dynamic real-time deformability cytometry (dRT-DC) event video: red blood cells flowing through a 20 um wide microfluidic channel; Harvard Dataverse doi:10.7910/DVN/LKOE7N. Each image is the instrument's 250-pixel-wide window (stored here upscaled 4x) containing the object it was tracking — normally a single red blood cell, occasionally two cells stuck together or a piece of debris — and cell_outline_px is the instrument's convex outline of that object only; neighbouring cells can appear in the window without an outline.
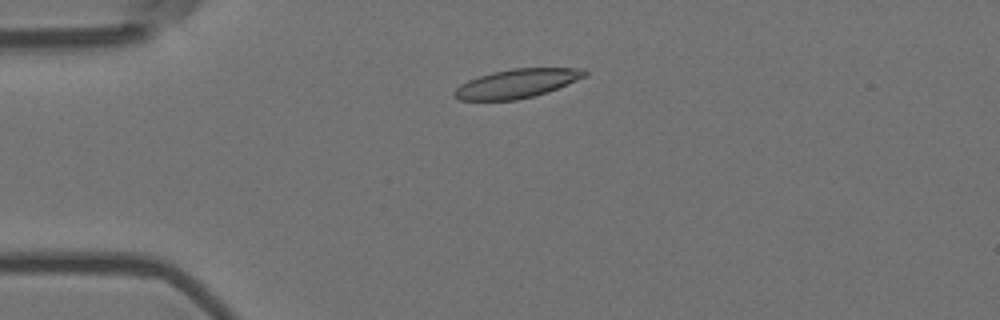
{"species": "Egyptian fruit bat (a non-hibernating species)", "species_latin": "Rousettus aegyptiacus", "temperature_condition": "room temperature", "stored_images_in_passage": 4, "camera_frame_rate_fps": 3000, "um_per_image_px": 0.085, "animal": {"sex": "female"}, "frame": {"image": 1, "passage_image": 2, "time_ms": 0.333, "image_size_px": [1000, 320], "cell_outline_px": [[588, 76], [548, 92], [516, 100], [460, 100], [452, 92], [460, 84], [468, 80], [492, 72], [512, 68], [584, 68], [588, 72]], "centroid_in_image_um": [43.98, 7.09], "position_along_channel_um": 41.0, "area_um2": 21.96}}
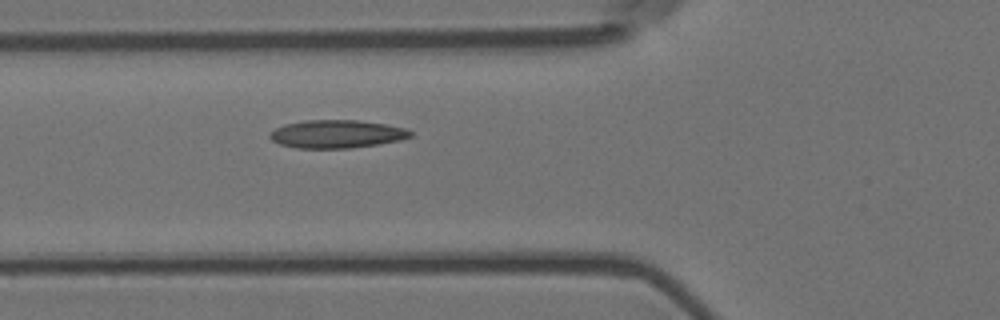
{"frame": {"image": 2, "passage_image": 4, "time_ms": 1.0, "image_size_px": [1000, 320], "cell_outline_px": [[412, 136], [400, 140], [352, 148], [296, 148], [280, 144], [272, 140], [268, 136], [268, 132], [284, 124], [308, 120], [360, 120], [388, 124], [404, 128], [412, 132]], "centroid_in_image_um": [28.6, 11.38], "position_along_channel_um": 97.2, "area_um2": 23.06}}